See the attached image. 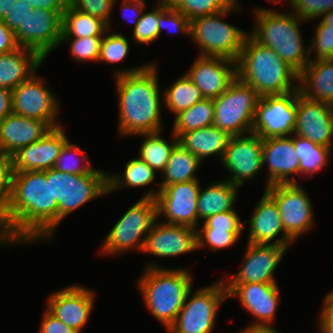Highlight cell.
Segmentation results:
<instances>
[{"label": "cell", "mask_w": 333, "mask_h": 333, "mask_svg": "<svg viewBox=\"0 0 333 333\" xmlns=\"http://www.w3.org/2000/svg\"><path fill=\"white\" fill-rule=\"evenodd\" d=\"M58 205L45 171L11 172L8 208L0 221V246L52 240Z\"/></svg>", "instance_id": "cell-1"}, {"label": "cell", "mask_w": 333, "mask_h": 333, "mask_svg": "<svg viewBox=\"0 0 333 333\" xmlns=\"http://www.w3.org/2000/svg\"><path fill=\"white\" fill-rule=\"evenodd\" d=\"M148 63L114 71L120 137L155 133L163 129V98H160L163 92L161 94L158 66L155 62Z\"/></svg>", "instance_id": "cell-2"}, {"label": "cell", "mask_w": 333, "mask_h": 333, "mask_svg": "<svg viewBox=\"0 0 333 333\" xmlns=\"http://www.w3.org/2000/svg\"><path fill=\"white\" fill-rule=\"evenodd\" d=\"M150 262L136 281L144 305L166 330L173 324L193 286V275L183 268H163Z\"/></svg>", "instance_id": "cell-3"}, {"label": "cell", "mask_w": 333, "mask_h": 333, "mask_svg": "<svg viewBox=\"0 0 333 333\" xmlns=\"http://www.w3.org/2000/svg\"><path fill=\"white\" fill-rule=\"evenodd\" d=\"M237 77L260 97L298 89V73L272 48L263 46L249 34L237 60Z\"/></svg>", "instance_id": "cell-4"}, {"label": "cell", "mask_w": 333, "mask_h": 333, "mask_svg": "<svg viewBox=\"0 0 333 333\" xmlns=\"http://www.w3.org/2000/svg\"><path fill=\"white\" fill-rule=\"evenodd\" d=\"M253 14L256 21L249 35L263 46L272 48L299 74L310 62L309 47L300 31V25L305 21L292 11L270 8L256 7Z\"/></svg>", "instance_id": "cell-5"}, {"label": "cell", "mask_w": 333, "mask_h": 333, "mask_svg": "<svg viewBox=\"0 0 333 333\" xmlns=\"http://www.w3.org/2000/svg\"><path fill=\"white\" fill-rule=\"evenodd\" d=\"M240 9L243 8L238 1H234L221 12L190 21L189 38L199 47V56L223 57L237 62L249 31L245 32L223 18Z\"/></svg>", "instance_id": "cell-6"}, {"label": "cell", "mask_w": 333, "mask_h": 333, "mask_svg": "<svg viewBox=\"0 0 333 333\" xmlns=\"http://www.w3.org/2000/svg\"><path fill=\"white\" fill-rule=\"evenodd\" d=\"M51 179L52 202L58 205V226L87 202L108 195V173L94 168L87 174L63 173L54 168L46 170Z\"/></svg>", "instance_id": "cell-7"}, {"label": "cell", "mask_w": 333, "mask_h": 333, "mask_svg": "<svg viewBox=\"0 0 333 333\" xmlns=\"http://www.w3.org/2000/svg\"><path fill=\"white\" fill-rule=\"evenodd\" d=\"M156 220L155 199L141 197L116 221L99 251L106 256H118L130 250L142 252L146 236Z\"/></svg>", "instance_id": "cell-8"}, {"label": "cell", "mask_w": 333, "mask_h": 333, "mask_svg": "<svg viewBox=\"0 0 333 333\" xmlns=\"http://www.w3.org/2000/svg\"><path fill=\"white\" fill-rule=\"evenodd\" d=\"M215 282L195 292H192L193 288L188 292L183 307L167 330L168 333H211L214 331L219 308L228 300V293L222 278Z\"/></svg>", "instance_id": "cell-9"}, {"label": "cell", "mask_w": 333, "mask_h": 333, "mask_svg": "<svg viewBox=\"0 0 333 333\" xmlns=\"http://www.w3.org/2000/svg\"><path fill=\"white\" fill-rule=\"evenodd\" d=\"M260 96L238 77L214 101L213 125L230 136L251 133Z\"/></svg>", "instance_id": "cell-10"}, {"label": "cell", "mask_w": 333, "mask_h": 333, "mask_svg": "<svg viewBox=\"0 0 333 333\" xmlns=\"http://www.w3.org/2000/svg\"><path fill=\"white\" fill-rule=\"evenodd\" d=\"M297 89L282 95L258 99L251 132L261 139L290 137L295 133Z\"/></svg>", "instance_id": "cell-11"}, {"label": "cell", "mask_w": 333, "mask_h": 333, "mask_svg": "<svg viewBox=\"0 0 333 333\" xmlns=\"http://www.w3.org/2000/svg\"><path fill=\"white\" fill-rule=\"evenodd\" d=\"M265 190L278 204L285 233L294 242L311 231L316 224L314 207L308 193L299 183L274 184Z\"/></svg>", "instance_id": "cell-12"}, {"label": "cell", "mask_w": 333, "mask_h": 333, "mask_svg": "<svg viewBox=\"0 0 333 333\" xmlns=\"http://www.w3.org/2000/svg\"><path fill=\"white\" fill-rule=\"evenodd\" d=\"M37 71L12 90V113L44 121L50 128L60 126V101Z\"/></svg>", "instance_id": "cell-13"}, {"label": "cell", "mask_w": 333, "mask_h": 333, "mask_svg": "<svg viewBox=\"0 0 333 333\" xmlns=\"http://www.w3.org/2000/svg\"><path fill=\"white\" fill-rule=\"evenodd\" d=\"M64 10L34 8L13 32L20 47L36 52L44 61L60 45Z\"/></svg>", "instance_id": "cell-14"}, {"label": "cell", "mask_w": 333, "mask_h": 333, "mask_svg": "<svg viewBox=\"0 0 333 333\" xmlns=\"http://www.w3.org/2000/svg\"><path fill=\"white\" fill-rule=\"evenodd\" d=\"M288 249L277 244L246 243L244 259L236 274L222 277L229 294L240 283H277L275 269ZM230 277V279H229Z\"/></svg>", "instance_id": "cell-15"}, {"label": "cell", "mask_w": 333, "mask_h": 333, "mask_svg": "<svg viewBox=\"0 0 333 333\" xmlns=\"http://www.w3.org/2000/svg\"><path fill=\"white\" fill-rule=\"evenodd\" d=\"M155 198L157 220L173 225L198 227L197 197L200 180H191L172 185H160ZM165 218V219H164Z\"/></svg>", "instance_id": "cell-16"}, {"label": "cell", "mask_w": 333, "mask_h": 333, "mask_svg": "<svg viewBox=\"0 0 333 333\" xmlns=\"http://www.w3.org/2000/svg\"><path fill=\"white\" fill-rule=\"evenodd\" d=\"M220 162L231 175L225 179L230 183L241 188L254 181L263 168L262 139L252 132L231 136Z\"/></svg>", "instance_id": "cell-17"}, {"label": "cell", "mask_w": 333, "mask_h": 333, "mask_svg": "<svg viewBox=\"0 0 333 333\" xmlns=\"http://www.w3.org/2000/svg\"><path fill=\"white\" fill-rule=\"evenodd\" d=\"M95 299V293L89 287L74 284L49 295L46 310L68 327L83 333V327L89 321Z\"/></svg>", "instance_id": "cell-18"}, {"label": "cell", "mask_w": 333, "mask_h": 333, "mask_svg": "<svg viewBox=\"0 0 333 333\" xmlns=\"http://www.w3.org/2000/svg\"><path fill=\"white\" fill-rule=\"evenodd\" d=\"M279 288L278 283H240L228 294V299L237 298L256 318L241 330L272 328L281 298Z\"/></svg>", "instance_id": "cell-19"}, {"label": "cell", "mask_w": 333, "mask_h": 333, "mask_svg": "<svg viewBox=\"0 0 333 333\" xmlns=\"http://www.w3.org/2000/svg\"><path fill=\"white\" fill-rule=\"evenodd\" d=\"M294 135L333 150V112L331 104L304 98L297 89Z\"/></svg>", "instance_id": "cell-20"}, {"label": "cell", "mask_w": 333, "mask_h": 333, "mask_svg": "<svg viewBox=\"0 0 333 333\" xmlns=\"http://www.w3.org/2000/svg\"><path fill=\"white\" fill-rule=\"evenodd\" d=\"M186 75L204 98L215 99L237 78V62L223 57L198 56Z\"/></svg>", "instance_id": "cell-21"}, {"label": "cell", "mask_w": 333, "mask_h": 333, "mask_svg": "<svg viewBox=\"0 0 333 333\" xmlns=\"http://www.w3.org/2000/svg\"><path fill=\"white\" fill-rule=\"evenodd\" d=\"M196 250H198L196 229L156 220L146 236L142 253L159 258H169Z\"/></svg>", "instance_id": "cell-22"}, {"label": "cell", "mask_w": 333, "mask_h": 333, "mask_svg": "<svg viewBox=\"0 0 333 333\" xmlns=\"http://www.w3.org/2000/svg\"><path fill=\"white\" fill-rule=\"evenodd\" d=\"M63 126L51 128L41 139L17 151L11 158V172L45 171L53 168L68 136Z\"/></svg>", "instance_id": "cell-23"}, {"label": "cell", "mask_w": 333, "mask_h": 333, "mask_svg": "<svg viewBox=\"0 0 333 333\" xmlns=\"http://www.w3.org/2000/svg\"><path fill=\"white\" fill-rule=\"evenodd\" d=\"M263 192V196L253 209L251 218L244 221V224L248 223L249 226L247 242L277 244L289 250L293 240L285 233L278 204L266 190ZM279 234H281L280 237H278Z\"/></svg>", "instance_id": "cell-24"}, {"label": "cell", "mask_w": 333, "mask_h": 333, "mask_svg": "<svg viewBox=\"0 0 333 333\" xmlns=\"http://www.w3.org/2000/svg\"><path fill=\"white\" fill-rule=\"evenodd\" d=\"M263 167L267 165L268 180L264 188L274 184L297 183L290 175H299V159L296 156L293 135L262 139Z\"/></svg>", "instance_id": "cell-25"}, {"label": "cell", "mask_w": 333, "mask_h": 333, "mask_svg": "<svg viewBox=\"0 0 333 333\" xmlns=\"http://www.w3.org/2000/svg\"><path fill=\"white\" fill-rule=\"evenodd\" d=\"M50 129L44 121L11 113L0 122V154L11 158Z\"/></svg>", "instance_id": "cell-26"}, {"label": "cell", "mask_w": 333, "mask_h": 333, "mask_svg": "<svg viewBox=\"0 0 333 333\" xmlns=\"http://www.w3.org/2000/svg\"><path fill=\"white\" fill-rule=\"evenodd\" d=\"M298 91L304 98L333 103V58L310 60L298 74Z\"/></svg>", "instance_id": "cell-27"}, {"label": "cell", "mask_w": 333, "mask_h": 333, "mask_svg": "<svg viewBox=\"0 0 333 333\" xmlns=\"http://www.w3.org/2000/svg\"><path fill=\"white\" fill-rule=\"evenodd\" d=\"M44 60L34 51L19 47L0 54V87L15 89L39 70Z\"/></svg>", "instance_id": "cell-28"}, {"label": "cell", "mask_w": 333, "mask_h": 333, "mask_svg": "<svg viewBox=\"0 0 333 333\" xmlns=\"http://www.w3.org/2000/svg\"><path fill=\"white\" fill-rule=\"evenodd\" d=\"M230 137L224 130L211 125L183 133L178 142L201 162L211 156L221 161Z\"/></svg>", "instance_id": "cell-29"}, {"label": "cell", "mask_w": 333, "mask_h": 333, "mask_svg": "<svg viewBox=\"0 0 333 333\" xmlns=\"http://www.w3.org/2000/svg\"><path fill=\"white\" fill-rule=\"evenodd\" d=\"M201 161L187 150L182 144L177 142L169 156L165 170L161 173L163 179L158 183V189L148 190L143 197L156 198L160 185H172L191 180H199L196 171L201 165Z\"/></svg>", "instance_id": "cell-30"}, {"label": "cell", "mask_w": 333, "mask_h": 333, "mask_svg": "<svg viewBox=\"0 0 333 333\" xmlns=\"http://www.w3.org/2000/svg\"><path fill=\"white\" fill-rule=\"evenodd\" d=\"M239 188L228 180L210 183L206 188L200 187L197 197L198 222L214 214L233 210Z\"/></svg>", "instance_id": "cell-31"}, {"label": "cell", "mask_w": 333, "mask_h": 333, "mask_svg": "<svg viewBox=\"0 0 333 333\" xmlns=\"http://www.w3.org/2000/svg\"><path fill=\"white\" fill-rule=\"evenodd\" d=\"M108 25L99 18L67 4L62 14L61 38L103 37Z\"/></svg>", "instance_id": "cell-32"}, {"label": "cell", "mask_w": 333, "mask_h": 333, "mask_svg": "<svg viewBox=\"0 0 333 333\" xmlns=\"http://www.w3.org/2000/svg\"><path fill=\"white\" fill-rule=\"evenodd\" d=\"M296 156L299 159V176H314L315 173L326 169L332 150L316 144L307 138L293 135Z\"/></svg>", "instance_id": "cell-33"}, {"label": "cell", "mask_w": 333, "mask_h": 333, "mask_svg": "<svg viewBox=\"0 0 333 333\" xmlns=\"http://www.w3.org/2000/svg\"><path fill=\"white\" fill-rule=\"evenodd\" d=\"M157 173L145 161L132 158L125 164L123 173H108V193L115 192L125 187H146L155 182Z\"/></svg>", "instance_id": "cell-34"}, {"label": "cell", "mask_w": 333, "mask_h": 333, "mask_svg": "<svg viewBox=\"0 0 333 333\" xmlns=\"http://www.w3.org/2000/svg\"><path fill=\"white\" fill-rule=\"evenodd\" d=\"M204 99L201 90L186 75H182L170 86L163 90V106L170 114L177 115L179 112L189 109L198 101Z\"/></svg>", "instance_id": "cell-35"}, {"label": "cell", "mask_w": 333, "mask_h": 333, "mask_svg": "<svg viewBox=\"0 0 333 333\" xmlns=\"http://www.w3.org/2000/svg\"><path fill=\"white\" fill-rule=\"evenodd\" d=\"M214 101L204 98L189 109L179 112L174 117L173 134L179 138L183 133L213 125Z\"/></svg>", "instance_id": "cell-36"}, {"label": "cell", "mask_w": 333, "mask_h": 333, "mask_svg": "<svg viewBox=\"0 0 333 333\" xmlns=\"http://www.w3.org/2000/svg\"><path fill=\"white\" fill-rule=\"evenodd\" d=\"M161 132L139 134L145 138L141 142L139 150V158L145 161L152 169L161 173L165 170L169 160L170 153L174 145L178 142V138L171 132L172 140L168 143Z\"/></svg>", "instance_id": "cell-37"}, {"label": "cell", "mask_w": 333, "mask_h": 333, "mask_svg": "<svg viewBox=\"0 0 333 333\" xmlns=\"http://www.w3.org/2000/svg\"><path fill=\"white\" fill-rule=\"evenodd\" d=\"M87 154L85 150L79 149V145L73 144L68 139L60 150L53 168L63 173L70 174L90 173L94 167Z\"/></svg>", "instance_id": "cell-38"}, {"label": "cell", "mask_w": 333, "mask_h": 333, "mask_svg": "<svg viewBox=\"0 0 333 333\" xmlns=\"http://www.w3.org/2000/svg\"><path fill=\"white\" fill-rule=\"evenodd\" d=\"M157 4L150 11L141 16L138 24L133 29L132 38L137 45L151 44L158 39V20L159 16L169 7L165 0H156Z\"/></svg>", "instance_id": "cell-39"}, {"label": "cell", "mask_w": 333, "mask_h": 333, "mask_svg": "<svg viewBox=\"0 0 333 333\" xmlns=\"http://www.w3.org/2000/svg\"><path fill=\"white\" fill-rule=\"evenodd\" d=\"M169 7L179 10L189 21L212 15L228 8L235 0H165Z\"/></svg>", "instance_id": "cell-40"}, {"label": "cell", "mask_w": 333, "mask_h": 333, "mask_svg": "<svg viewBox=\"0 0 333 333\" xmlns=\"http://www.w3.org/2000/svg\"><path fill=\"white\" fill-rule=\"evenodd\" d=\"M111 31V28H108L102 37L98 62H107L109 64L120 63L129 54V39L121 32H115L114 30L111 33Z\"/></svg>", "instance_id": "cell-41"}, {"label": "cell", "mask_w": 333, "mask_h": 333, "mask_svg": "<svg viewBox=\"0 0 333 333\" xmlns=\"http://www.w3.org/2000/svg\"><path fill=\"white\" fill-rule=\"evenodd\" d=\"M197 249L210 247L213 252L231 248L241 238L242 232H227V230L196 229Z\"/></svg>", "instance_id": "cell-42"}, {"label": "cell", "mask_w": 333, "mask_h": 333, "mask_svg": "<svg viewBox=\"0 0 333 333\" xmlns=\"http://www.w3.org/2000/svg\"><path fill=\"white\" fill-rule=\"evenodd\" d=\"M102 37L61 38V43H70L71 57L80 62H98Z\"/></svg>", "instance_id": "cell-43"}, {"label": "cell", "mask_w": 333, "mask_h": 333, "mask_svg": "<svg viewBox=\"0 0 333 333\" xmlns=\"http://www.w3.org/2000/svg\"><path fill=\"white\" fill-rule=\"evenodd\" d=\"M291 11L305 22L320 19L333 10V0H288Z\"/></svg>", "instance_id": "cell-44"}, {"label": "cell", "mask_w": 333, "mask_h": 333, "mask_svg": "<svg viewBox=\"0 0 333 333\" xmlns=\"http://www.w3.org/2000/svg\"><path fill=\"white\" fill-rule=\"evenodd\" d=\"M316 30L313 39L309 40V58L310 60L330 59L333 58V29H327L321 21L316 23ZM315 52V56L311 54Z\"/></svg>", "instance_id": "cell-45"}, {"label": "cell", "mask_w": 333, "mask_h": 333, "mask_svg": "<svg viewBox=\"0 0 333 333\" xmlns=\"http://www.w3.org/2000/svg\"><path fill=\"white\" fill-rule=\"evenodd\" d=\"M119 0H68V4L81 12L104 21L111 28V14Z\"/></svg>", "instance_id": "cell-46"}, {"label": "cell", "mask_w": 333, "mask_h": 333, "mask_svg": "<svg viewBox=\"0 0 333 333\" xmlns=\"http://www.w3.org/2000/svg\"><path fill=\"white\" fill-rule=\"evenodd\" d=\"M245 224L235 209L214 214L203 221L197 229L227 230V232H244Z\"/></svg>", "instance_id": "cell-47"}, {"label": "cell", "mask_w": 333, "mask_h": 333, "mask_svg": "<svg viewBox=\"0 0 333 333\" xmlns=\"http://www.w3.org/2000/svg\"><path fill=\"white\" fill-rule=\"evenodd\" d=\"M162 29L174 30L176 34L180 32L189 38L190 21L177 9L168 7L158 20V39L161 36Z\"/></svg>", "instance_id": "cell-48"}, {"label": "cell", "mask_w": 333, "mask_h": 333, "mask_svg": "<svg viewBox=\"0 0 333 333\" xmlns=\"http://www.w3.org/2000/svg\"><path fill=\"white\" fill-rule=\"evenodd\" d=\"M10 158L0 154V221L8 208V198L10 192Z\"/></svg>", "instance_id": "cell-49"}, {"label": "cell", "mask_w": 333, "mask_h": 333, "mask_svg": "<svg viewBox=\"0 0 333 333\" xmlns=\"http://www.w3.org/2000/svg\"><path fill=\"white\" fill-rule=\"evenodd\" d=\"M33 9L31 4L23 0H17L14 7L2 20L10 30L14 31L19 25L24 23L29 14H32Z\"/></svg>", "instance_id": "cell-50"}, {"label": "cell", "mask_w": 333, "mask_h": 333, "mask_svg": "<svg viewBox=\"0 0 333 333\" xmlns=\"http://www.w3.org/2000/svg\"><path fill=\"white\" fill-rule=\"evenodd\" d=\"M146 0H123L121 7V13L123 19H126L129 23H133L134 27L138 24L143 11L146 6ZM129 13V14H128Z\"/></svg>", "instance_id": "cell-51"}, {"label": "cell", "mask_w": 333, "mask_h": 333, "mask_svg": "<svg viewBox=\"0 0 333 333\" xmlns=\"http://www.w3.org/2000/svg\"><path fill=\"white\" fill-rule=\"evenodd\" d=\"M39 333H78L51 315L47 310L43 314Z\"/></svg>", "instance_id": "cell-52"}, {"label": "cell", "mask_w": 333, "mask_h": 333, "mask_svg": "<svg viewBox=\"0 0 333 333\" xmlns=\"http://www.w3.org/2000/svg\"><path fill=\"white\" fill-rule=\"evenodd\" d=\"M19 47L14 32L0 19V54L11 52Z\"/></svg>", "instance_id": "cell-53"}, {"label": "cell", "mask_w": 333, "mask_h": 333, "mask_svg": "<svg viewBox=\"0 0 333 333\" xmlns=\"http://www.w3.org/2000/svg\"><path fill=\"white\" fill-rule=\"evenodd\" d=\"M31 4L33 8L45 10H65L68 0H23Z\"/></svg>", "instance_id": "cell-54"}, {"label": "cell", "mask_w": 333, "mask_h": 333, "mask_svg": "<svg viewBox=\"0 0 333 333\" xmlns=\"http://www.w3.org/2000/svg\"><path fill=\"white\" fill-rule=\"evenodd\" d=\"M12 113V91L0 87V122Z\"/></svg>", "instance_id": "cell-55"}, {"label": "cell", "mask_w": 333, "mask_h": 333, "mask_svg": "<svg viewBox=\"0 0 333 333\" xmlns=\"http://www.w3.org/2000/svg\"><path fill=\"white\" fill-rule=\"evenodd\" d=\"M318 317L317 320H333V290L325 295Z\"/></svg>", "instance_id": "cell-56"}, {"label": "cell", "mask_w": 333, "mask_h": 333, "mask_svg": "<svg viewBox=\"0 0 333 333\" xmlns=\"http://www.w3.org/2000/svg\"><path fill=\"white\" fill-rule=\"evenodd\" d=\"M17 0H0V19H3L14 7Z\"/></svg>", "instance_id": "cell-57"}, {"label": "cell", "mask_w": 333, "mask_h": 333, "mask_svg": "<svg viewBox=\"0 0 333 333\" xmlns=\"http://www.w3.org/2000/svg\"><path fill=\"white\" fill-rule=\"evenodd\" d=\"M317 326L320 333H333V320H318Z\"/></svg>", "instance_id": "cell-58"}, {"label": "cell", "mask_w": 333, "mask_h": 333, "mask_svg": "<svg viewBox=\"0 0 333 333\" xmlns=\"http://www.w3.org/2000/svg\"><path fill=\"white\" fill-rule=\"evenodd\" d=\"M239 333H282L276 328H255L250 330H241Z\"/></svg>", "instance_id": "cell-59"}, {"label": "cell", "mask_w": 333, "mask_h": 333, "mask_svg": "<svg viewBox=\"0 0 333 333\" xmlns=\"http://www.w3.org/2000/svg\"><path fill=\"white\" fill-rule=\"evenodd\" d=\"M320 21L324 24L327 25V29H333V10L327 12L324 14Z\"/></svg>", "instance_id": "cell-60"}, {"label": "cell", "mask_w": 333, "mask_h": 333, "mask_svg": "<svg viewBox=\"0 0 333 333\" xmlns=\"http://www.w3.org/2000/svg\"><path fill=\"white\" fill-rule=\"evenodd\" d=\"M270 1H272V2H274V4H276V3H279V2H284L285 0H270Z\"/></svg>", "instance_id": "cell-61"}]
</instances>
